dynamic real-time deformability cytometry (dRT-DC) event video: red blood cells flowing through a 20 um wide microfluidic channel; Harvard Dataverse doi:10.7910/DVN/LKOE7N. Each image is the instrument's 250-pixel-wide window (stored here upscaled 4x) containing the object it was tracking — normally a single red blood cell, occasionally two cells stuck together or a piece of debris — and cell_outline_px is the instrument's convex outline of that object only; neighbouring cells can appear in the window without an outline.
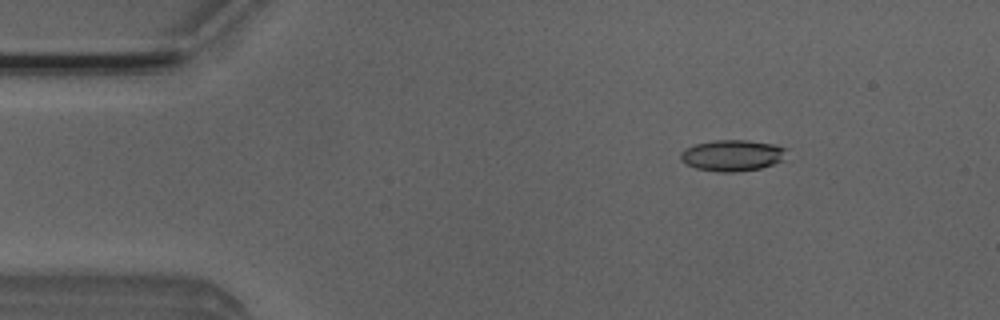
{"species": "Egyptian fruit bat (a non-hibernating species)", "species_latin": "Rousettus aegyptiacus", "temperature_condition": "room temperature", "stored_images_in_passage": 5, "camera_frame_rate_fps": 3000, "um_per_image_px": 0.085, "animal": {"sex": "male"}, "frame": {"image": 1, "passage_image": 2, "time_ms": 0.333, "image_size_px": [1000, 320], "cell_outline_px": [[788, 148], [784, 160], [760, 168], [732, 172], [716, 172], [696, 168], [684, 164], [680, 160], [680, 152], [684, 148], [696, 144], [712, 140], [748, 140], [772, 144]], "centroid_in_image_um": [62.22, 13.21], "position_along_channel_um": 22.8, "area_um2": 19.48}}